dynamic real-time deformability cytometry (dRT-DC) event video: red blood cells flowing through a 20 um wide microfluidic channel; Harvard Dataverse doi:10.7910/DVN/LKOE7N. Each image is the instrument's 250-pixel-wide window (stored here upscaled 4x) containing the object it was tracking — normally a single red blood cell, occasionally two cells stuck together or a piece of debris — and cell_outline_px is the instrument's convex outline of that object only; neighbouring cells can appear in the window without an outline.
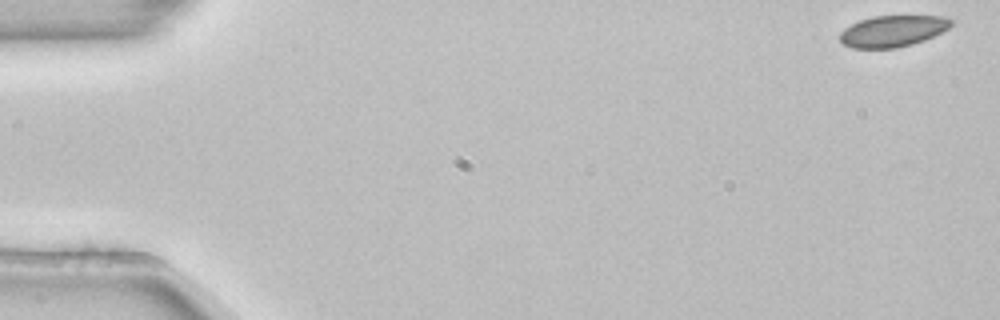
{"species": "common noctule bat (a hibernating species)", "species_latin": "Nyctalus noctula", "temperature_condition": "room temperature", "stored_images_in_passage": 53, "camera_frame_rate_fps": 3000, "um_per_image_px": 0.085, "animal": {"sex": "female", "body_mass_g": 22.7, "forearm_length_mm": 54.2}, "frame": {"image": 1, "passage_image": 1, "time_ms": 0.0, "image_size_px": [1000, 320], "cell_outline_px": [[952, 24], [948, 28], [924, 40], [912, 44], [896, 48], [852, 48], [844, 44], [840, 40], [840, 32], [844, 28], [860, 20], [872, 16], [944, 16], [952, 20]], "centroid_in_image_um": [75.86, 2.64], "position_along_channel_um": 9.1, "area_um2": 20.17}}
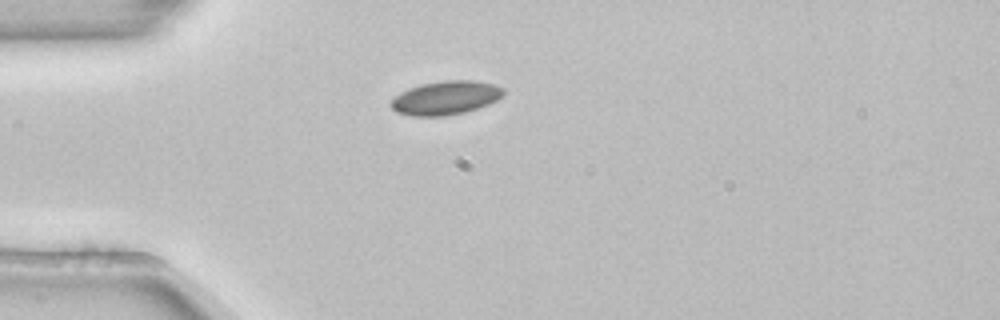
{"frame": {"image": 2, "passage_image": 14, "time_ms": 4.333, "image_size_px": [1000, 320], "cell_outline_px": [[504, 96], [488, 104], [464, 112], [444, 116], [412, 116], [396, 112], [388, 104], [400, 92], [408, 88], [420, 84], [444, 80], [472, 80], [496, 84], [504, 88]], "centroid_in_image_um": [37.87, 8.3], "position_along_channel_um": 47.1, "area_um2": 22.25}}
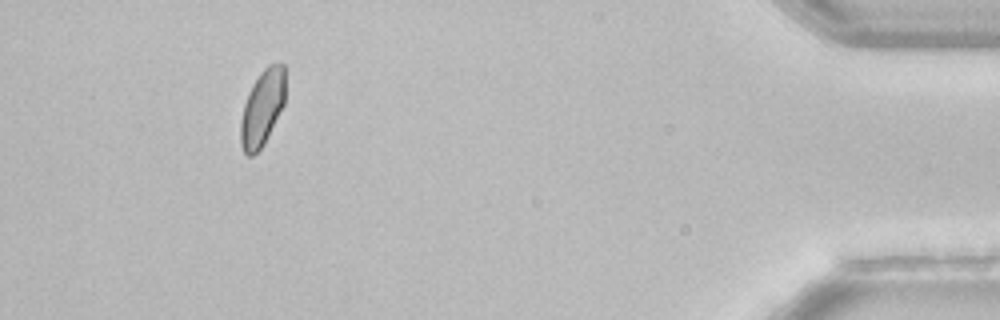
{"frame": {"image": 3, "passage_image": 49, "time_ms": 16.0, "image_size_px": [1000, 320], "cell_outline_px": [[284, 104], [264, 144], [252, 156], [248, 156], [244, 152], [240, 144], [240, 120], [244, 104], [248, 92], [252, 84], [260, 72], [268, 64], [284, 64]], "centroid_in_image_um": [22.27, 9.18], "position_along_channel_um": 412.9, "area_um2": 19.71}, "authors_computed_cell_mechanics": {"area_um2": 20.5768, "velocity_mm_per_s": 3.8335, "shape_relaxation_time_tau1_ms": 8.0387, "shape_relaxation_time_tau2_ms": null, "deformation_change_tau1": 0.0802, "deformation_change_tau2": null}}